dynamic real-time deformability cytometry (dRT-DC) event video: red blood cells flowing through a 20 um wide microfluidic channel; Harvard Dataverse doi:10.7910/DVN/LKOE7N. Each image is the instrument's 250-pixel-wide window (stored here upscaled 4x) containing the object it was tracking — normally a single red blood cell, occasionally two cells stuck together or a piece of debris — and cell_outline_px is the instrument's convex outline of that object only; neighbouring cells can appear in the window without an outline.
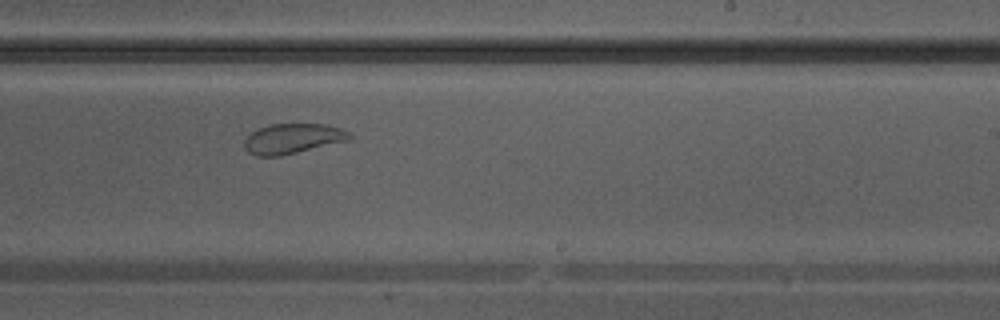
{"species": "Egyptian fruit bat (a non-hibernating species)", "species_latin": "Rousettus aegyptiacus", "temperature_condition": "warm", "stored_images_in_passage": 36, "segment_of_instrument_passage": [2, 2], "camera_frame_rate_fps": 3000, "um_per_image_px": 0.085, "animal": {"sex": "male"}, "frame": {"image": 1, "passage_image": 21, "time_ms": 6.667, "image_size_px": [1000, 320], "cell_outline_px": [[352, 136], [348, 140], [280, 156], [256, 156], [248, 152], [244, 148], [244, 140], [252, 132], [268, 124], [324, 124], [340, 128], [348, 132]], "centroid_in_image_um": [24.84, 11.78], "position_along_channel_um": 264.2, "area_um2": 18.21}}